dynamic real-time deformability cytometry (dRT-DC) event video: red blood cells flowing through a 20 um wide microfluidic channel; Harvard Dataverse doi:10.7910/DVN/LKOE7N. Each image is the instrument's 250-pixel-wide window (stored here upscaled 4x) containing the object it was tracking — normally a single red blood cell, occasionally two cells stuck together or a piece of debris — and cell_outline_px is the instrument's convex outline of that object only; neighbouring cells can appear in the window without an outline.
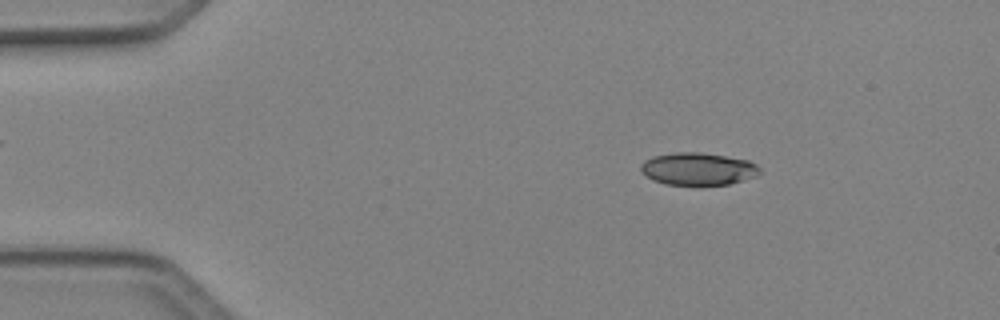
{"species": "Egyptian fruit bat (a non-hibernating species)", "species_latin": "Rousettus aegyptiacus", "temperature_condition": "cold", "stored_images_in_passage": 48, "camera_frame_rate_fps": 3000, "um_per_image_px": 0.085, "animal": {"sex": "female"}, "frame": {"image": 1, "passage_image": 7, "time_ms": 2.0, "image_size_px": [1000, 320], "cell_outline_px": [[760, 172], [756, 176], [728, 184], [700, 188], [664, 184], [652, 180], [640, 172], [640, 164], [644, 160], [652, 156], [676, 152], [700, 152], [748, 160], [756, 164], [760, 168]], "centroid_in_image_um": [59.28, 14.4], "position_along_channel_um": 25.7, "area_um2": 23.35}}
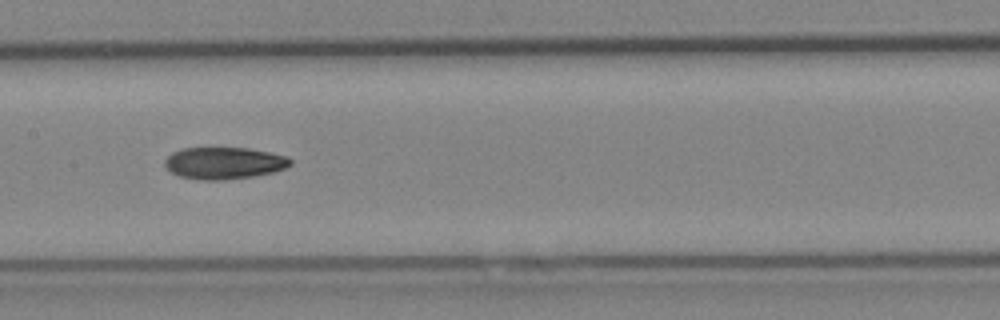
{"frame": {"image": 2, "passage_image": 24, "time_ms": 7.667, "image_size_px": [1000, 320], "cell_outline_px": [[292, 164], [284, 168], [272, 172], [252, 176], [224, 180], [200, 180], [180, 176], [172, 172], [164, 164], [164, 160], [172, 152], [184, 148], [248, 148], [288, 156], [292, 160]], "centroid_in_image_um": [19.05, 13.86], "position_along_channel_um": 188.4, "area_um2": 23.24}}
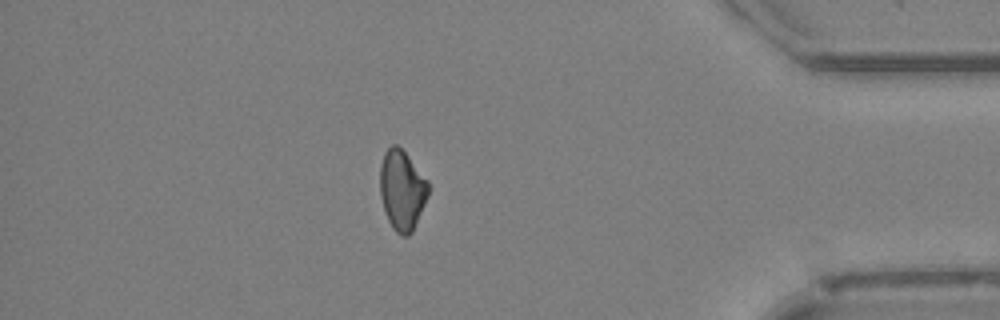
{"frame": {"image": 3, "passage_image": 42, "time_ms": 13.667, "image_size_px": [1000, 320], "cell_outline_px": [[428, 196], [412, 232], [408, 236], [400, 236], [392, 228], [384, 212], [380, 196], [380, 164], [384, 152], [392, 144], [396, 144], [404, 152], [428, 180]], "centroid_in_image_um": [34.15, 16.17], "position_along_channel_um": 401.1, "area_um2": 22.54}, "authors_computed_cell_mechanics": {"area_um2": 23.1489, "velocity_mm_per_s": 4.1483, "shape_relaxation_time_tau1_ms": 5.8576, "shape_relaxation_time_tau2_ms": null, "deformation_change_tau1": 0.132, "deformation_change_tau2": null}}